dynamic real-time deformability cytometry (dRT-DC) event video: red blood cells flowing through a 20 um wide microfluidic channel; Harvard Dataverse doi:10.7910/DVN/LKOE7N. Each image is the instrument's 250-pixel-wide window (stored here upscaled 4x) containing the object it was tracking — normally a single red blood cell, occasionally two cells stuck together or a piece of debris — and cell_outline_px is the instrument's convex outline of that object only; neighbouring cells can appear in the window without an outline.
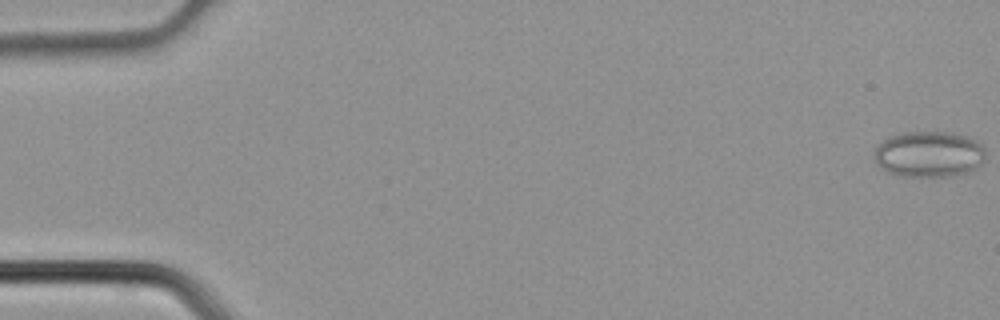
{"species": "common noctule bat (a hibernating species)", "species_latin": "Nyctalus noctula", "temperature_condition": "cold", "stored_images_in_passage": 4, "camera_frame_rate_fps": 3000, "um_per_image_px": 0.085, "animal": {"sex": "male", "body_mass_g": 21.5, "forearm_length_mm": 52.0}, "frame": {"image": 1, "passage_image": 1, "time_ms": 0.0, "image_size_px": [1000, 320], "cell_outline_px": [[984, 160], [976, 168], [968, 172], [948, 176], [900, 176], [888, 172], [880, 168], [872, 160], [876, 148], [888, 136], [900, 132], [952, 132], [968, 136], [984, 144]], "centroid_in_image_um": [78.95, 13.09], "position_along_channel_um": 6.1, "area_um2": 30.23}}